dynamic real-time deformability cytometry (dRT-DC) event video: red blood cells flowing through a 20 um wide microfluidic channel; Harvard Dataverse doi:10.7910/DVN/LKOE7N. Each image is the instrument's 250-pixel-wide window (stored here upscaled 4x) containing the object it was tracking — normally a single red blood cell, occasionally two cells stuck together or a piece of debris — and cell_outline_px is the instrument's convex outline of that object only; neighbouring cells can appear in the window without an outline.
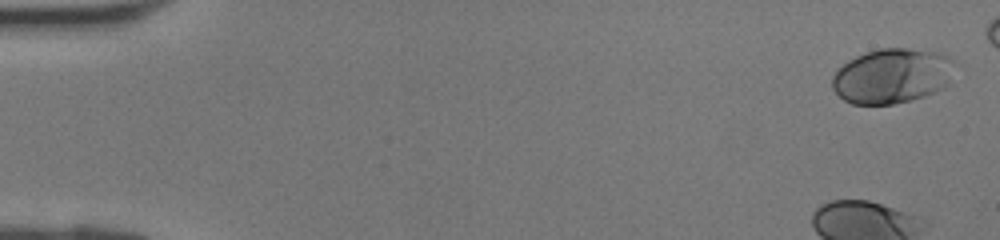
{"species": "human", "species_latin": "Homo sapiens", "temperature_condition": "room temperature", "stored_images_in_passage": 35, "camera_frame_rate_fps": 3000, "um_per_image_px": 0.085, "donor": {"sex": "female"}, "frame": {"image": 1, "passage_image": 1, "time_ms": 0.0, "image_size_px": [1000, 240], "cell_outline_px": [[956, 60], [948, 84], [944, 88], [924, 96], [892, 104], [852, 104], [844, 100], [832, 88], [832, 76], [836, 68], [848, 60], [864, 52], [880, 48], [908, 48], [936, 52], [948, 56]], "centroid_in_image_um": [75.81, 6.44], "position_along_channel_um": 9.2, "area_um2": 39.42}}